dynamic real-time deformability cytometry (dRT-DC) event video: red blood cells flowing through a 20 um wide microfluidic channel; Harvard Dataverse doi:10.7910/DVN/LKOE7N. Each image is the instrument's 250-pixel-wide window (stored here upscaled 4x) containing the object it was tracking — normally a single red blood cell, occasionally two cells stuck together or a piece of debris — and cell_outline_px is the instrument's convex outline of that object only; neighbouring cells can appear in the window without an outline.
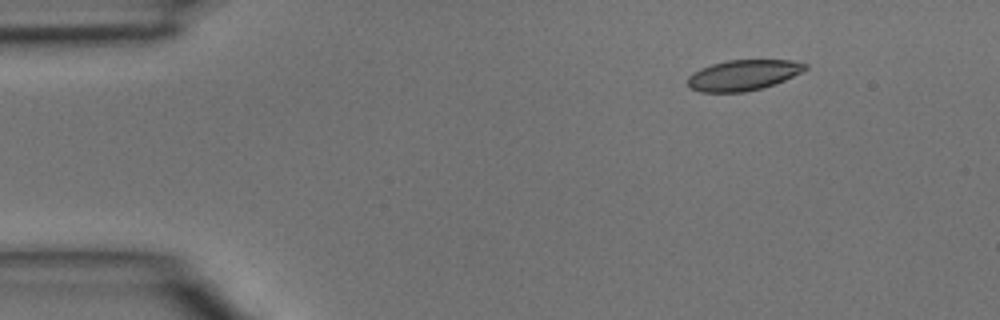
{"species": "common noctule bat (a hibernating species)", "species_latin": "Nyctalus noctula", "temperature_condition": "room temperature", "stored_images_in_passage": 4, "camera_frame_rate_fps": 3000, "um_per_image_px": 0.085, "animal": {"sex": "male", "body_mass_g": 15.6}, "frame": {"image": 1, "passage_image": 4, "time_ms": 1.0, "image_size_px": [1000, 320], "cell_outline_px": [[808, 68], [784, 80], [760, 88], [744, 92], [700, 92], [688, 88], [688, 76], [692, 72], [700, 68], [712, 64], [728, 60], [792, 60], [808, 64]], "centroid_in_image_um": [63.13, 6.38], "position_along_channel_um": 21.9, "area_um2": 20.87}}